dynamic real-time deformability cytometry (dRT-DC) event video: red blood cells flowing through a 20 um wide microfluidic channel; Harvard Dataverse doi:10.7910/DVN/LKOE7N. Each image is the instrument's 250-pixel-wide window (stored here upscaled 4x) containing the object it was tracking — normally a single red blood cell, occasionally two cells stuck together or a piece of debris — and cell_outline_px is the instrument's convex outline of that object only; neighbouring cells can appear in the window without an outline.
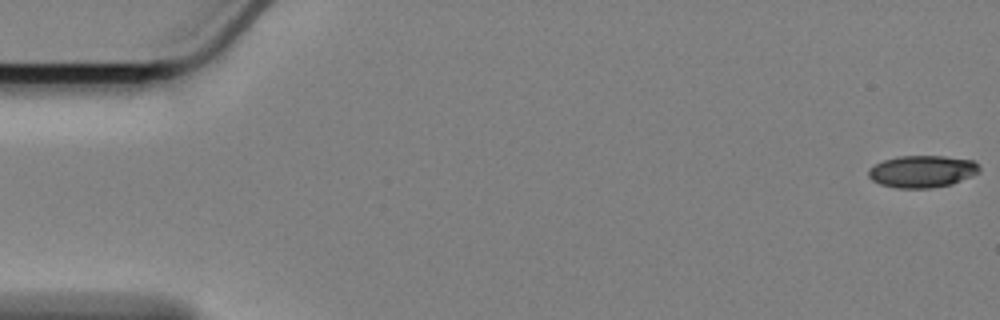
{"species": "Egyptian fruit bat (a non-hibernating species)", "species_latin": "Rousettus aegyptiacus", "temperature_condition": "cold", "stored_images_in_passage": 18, "camera_frame_rate_fps": 3000, "um_per_image_px": 0.085, "animal": {"sex": "female"}, "frame": {"image": 1, "passage_image": 1, "time_ms": 0.0, "image_size_px": [1000, 320], "cell_outline_px": [[980, 172], [972, 176], [952, 184], [932, 188], [896, 188], [880, 184], [872, 180], [868, 176], [868, 168], [884, 160], [896, 156], [944, 156], [972, 160], [980, 168]], "centroid_in_image_um": [78.37, 14.57], "position_along_channel_um": 6.6, "area_um2": 20.81}}